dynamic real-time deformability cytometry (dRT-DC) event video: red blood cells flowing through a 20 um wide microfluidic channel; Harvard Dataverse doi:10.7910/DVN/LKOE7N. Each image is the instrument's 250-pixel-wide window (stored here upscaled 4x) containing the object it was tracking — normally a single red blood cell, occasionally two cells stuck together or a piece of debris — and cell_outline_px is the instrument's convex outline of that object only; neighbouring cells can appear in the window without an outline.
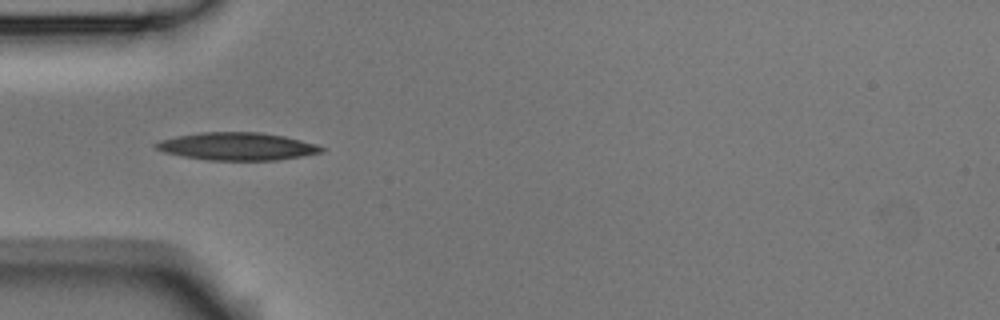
{"species": "Egyptian fruit bat (a non-hibernating species)", "species_latin": "Rousettus aegyptiacus", "temperature_condition": "room temperature", "stored_images_in_passage": 5, "camera_frame_rate_fps": 3000, "um_per_image_px": 0.085, "animal": {"sex": "male"}, "frame": {"image": 1, "passage_image": 3, "time_ms": 0.667, "image_size_px": [1000, 320], "cell_outline_px": [[324, 148], [320, 152], [300, 156], [276, 160], [208, 160], [184, 156], [164, 152], [156, 148], [152, 144], [160, 140], [176, 136], [204, 132], [260, 132], [284, 136], [316, 144]], "centroid_in_image_um": [20.11, 12.43], "position_along_channel_um": 64.9, "area_um2": 26.41}}
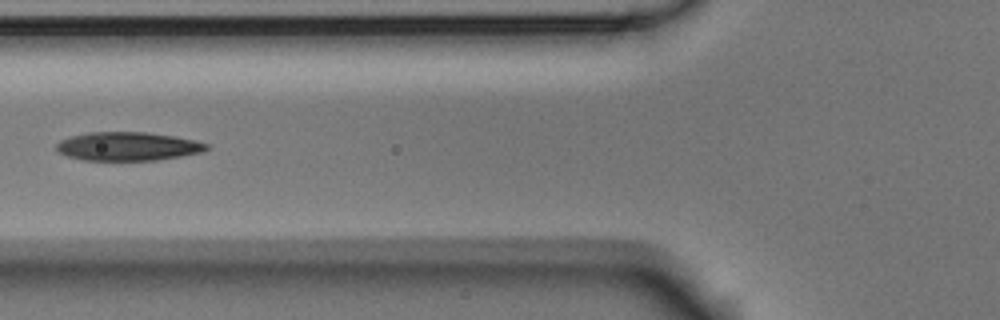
{"frame": {"image": 2, "passage_image": 4, "time_ms": 1.0, "image_size_px": [1000, 320], "cell_outline_px": [[208, 148], [204, 152], [156, 160], [84, 160], [68, 156], [56, 152], [56, 144], [60, 140], [72, 136], [88, 132], [148, 132], [176, 136], [208, 144]], "centroid_in_image_um": [10.85, 12.43], "position_along_channel_um": 115.0, "area_um2": 25.03}}
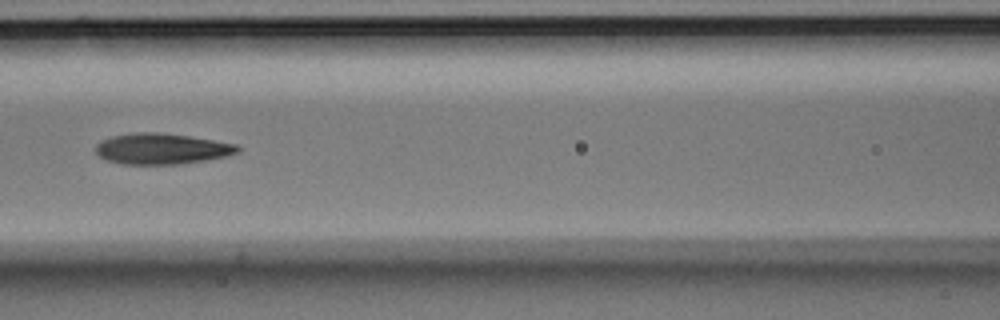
{"frame": {"image": 3, "passage_image": 5, "time_ms": 1.333, "image_size_px": [1000, 320], "cell_outline_px": [[240, 152], [228, 156], [180, 164], [124, 164], [104, 160], [96, 152], [96, 144], [100, 140], [112, 136], [136, 132], [156, 132], [188, 136], [236, 144], [240, 148]], "centroid_in_image_um": [13.72, 12.65], "position_along_channel_um": 152.9, "area_um2": 25.49}}